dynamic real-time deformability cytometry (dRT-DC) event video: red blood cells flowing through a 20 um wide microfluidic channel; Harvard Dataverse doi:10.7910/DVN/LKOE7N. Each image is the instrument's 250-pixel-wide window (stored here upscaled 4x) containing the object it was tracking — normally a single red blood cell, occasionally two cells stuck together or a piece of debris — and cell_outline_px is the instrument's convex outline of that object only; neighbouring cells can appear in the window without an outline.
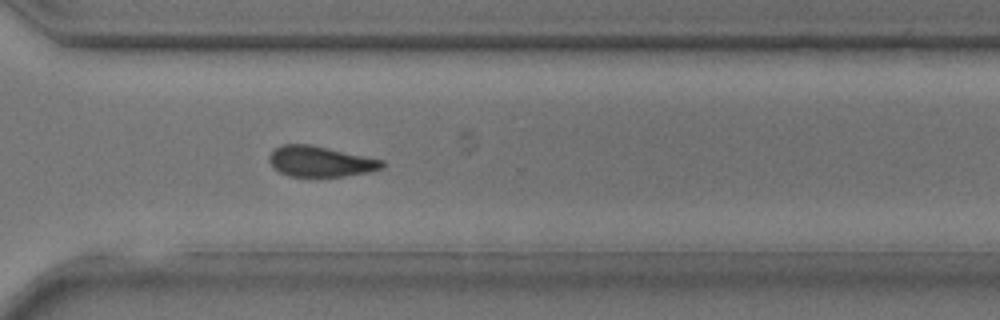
{"species": "common noctule bat (a hibernating species)", "species_latin": "Nyctalus noctula", "temperature_condition": "room temperature", "stored_images_in_passage": 21, "camera_frame_rate_fps": 3000, "um_per_image_px": 0.085, "animal": {"sex": "male", "body_mass_g": 17.9, "forearm_length_mm": 54.2}, "frame": {"image": 1, "passage_image": 18, "time_ms": 5.667, "image_size_px": [1000, 320], "cell_outline_px": [[388, 164], [384, 168], [372, 172], [344, 176], [288, 176], [280, 172], [268, 160], [268, 156], [280, 144], [312, 144], [384, 160]], "centroid_in_image_um": [27.3, 13.72], "position_along_channel_um": 343.3, "area_um2": 20.35}}